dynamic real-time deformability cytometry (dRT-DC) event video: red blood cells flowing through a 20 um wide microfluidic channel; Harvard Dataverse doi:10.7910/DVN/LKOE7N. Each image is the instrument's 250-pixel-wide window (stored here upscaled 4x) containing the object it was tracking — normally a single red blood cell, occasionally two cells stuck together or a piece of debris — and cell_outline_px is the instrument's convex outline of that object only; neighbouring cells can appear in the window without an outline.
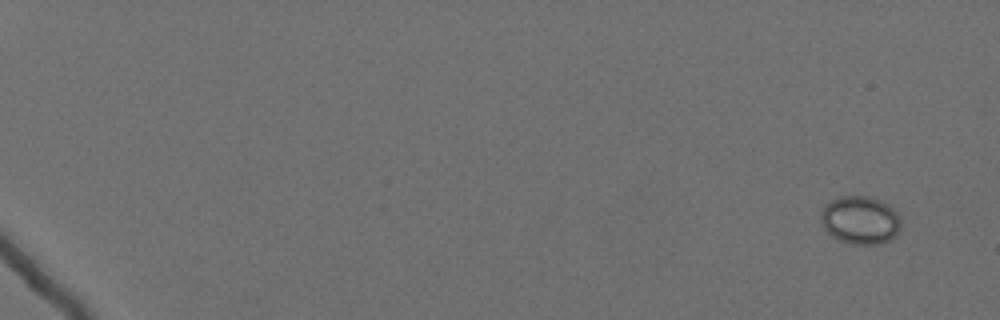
{"species": "Egyptian fruit bat (a non-hibernating species)", "species_latin": "Rousettus aegyptiacus", "temperature_condition": "cold", "stored_images_in_passage": 46, "camera_frame_rate_fps": 3000, "um_per_image_px": 0.085, "animal": {"sex": "female"}, "frame": {"image": 1, "passage_image": 4, "time_ms": 1.0, "image_size_px": [1000, 320], "cell_outline_px": [[900, 228], [896, 236], [880, 244], [848, 244], [836, 240], [824, 228], [820, 220], [820, 212], [824, 204], [840, 196], [868, 196], [880, 200], [888, 204], [900, 216]], "centroid_in_image_um": [73.1, 18.71], "position_along_channel_um": 11.9, "area_um2": 22.77}}
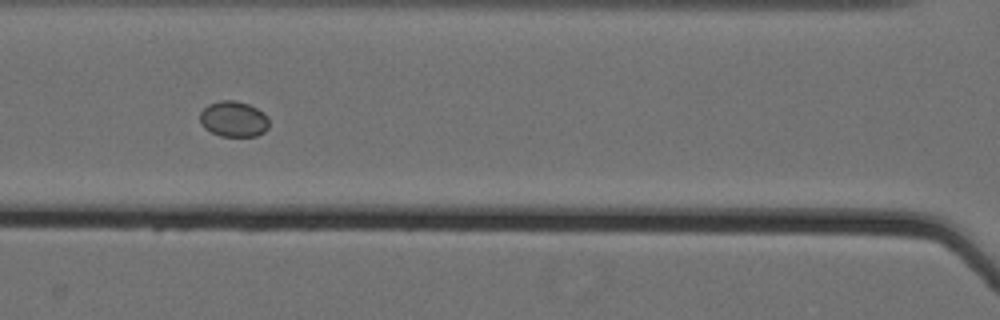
{"frame": {"image": 2, "passage_image": 33, "time_ms": 10.667, "image_size_px": [1000, 320], "cell_outline_px": [[268, 128], [264, 132], [256, 136], [220, 136], [204, 128], [200, 124], [200, 112], [208, 104], [220, 100], [236, 100], [248, 104], [264, 112], [268, 116]], "centroid_in_image_um": [19.85, 10.11], "position_along_channel_um": 146.7, "area_um2": 14.51}}
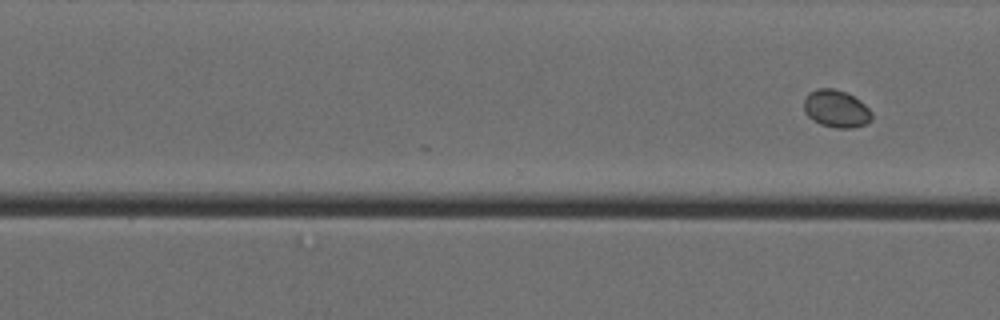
{"frame": {"image": 3, "passage_image": 46, "time_ms": 15.0, "image_size_px": [1000, 320], "cell_outline_px": [[872, 120], [864, 124], [852, 128], [836, 128], [820, 124], [812, 120], [804, 112], [804, 100], [808, 92], [816, 88], [836, 88], [860, 100], [872, 112]], "centroid_in_image_um": [71.05, 9.24], "position_along_channel_um": 299.5, "area_um2": 14.91}}